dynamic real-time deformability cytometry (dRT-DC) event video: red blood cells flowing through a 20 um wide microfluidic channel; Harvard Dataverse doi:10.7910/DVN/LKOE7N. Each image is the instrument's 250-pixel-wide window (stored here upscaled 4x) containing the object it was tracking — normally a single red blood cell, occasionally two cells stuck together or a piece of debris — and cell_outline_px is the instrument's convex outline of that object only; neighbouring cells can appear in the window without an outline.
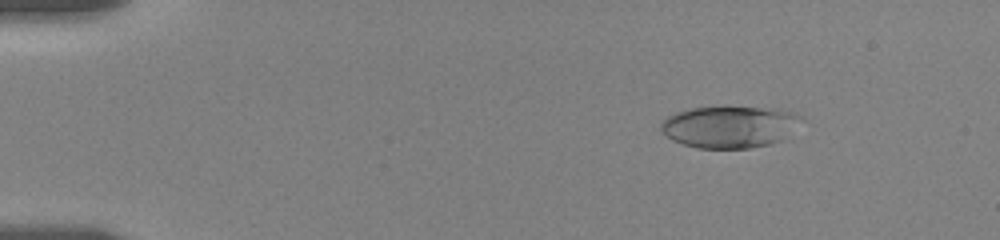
{"species": "human", "species_latin": "Homo sapiens", "temperature_condition": "room temperature", "stored_images_in_passage": 57, "camera_frame_rate_fps": 3000, "um_per_image_px": 0.085, "donor": {"sex": "female"}, "frame": {"image": 1, "passage_image": 8, "time_ms": 2.333, "image_size_px": [1000, 240], "cell_outline_px": [[800, 116], [780, 140], [768, 144], [752, 148], [696, 148], [672, 140], [660, 128], [660, 124], [668, 116], [676, 112], [692, 108], [724, 104], [776, 108], [792, 112]], "centroid_in_image_um": [61.92, 10.73], "position_along_channel_um": 23.1, "area_um2": 34.28}}
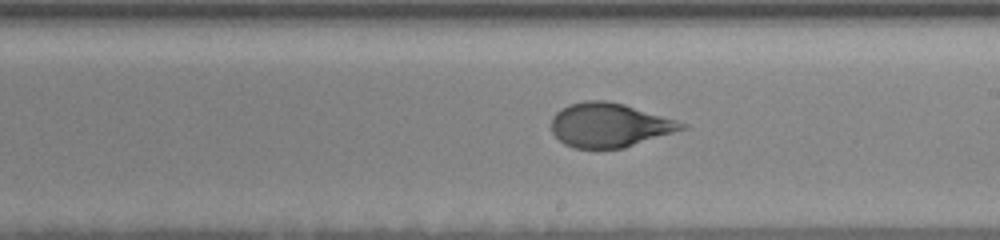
{"frame": {"image": 2, "passage_image": 34, "time_ms": 11.0, "image_size_px": [1000, 240], "cell_outline_px": [[688, 128], [624, 148], [572, 148], [564, 144], [552, 132], [552, 116], [560, 108], [568, 104], [584, 100], [608, 100], [624, 104], [688, 124]], "centroid_in_image_um": [51.78, 10.63], "position_along_channel_um": 237.2, "area_um2": 33.58}}
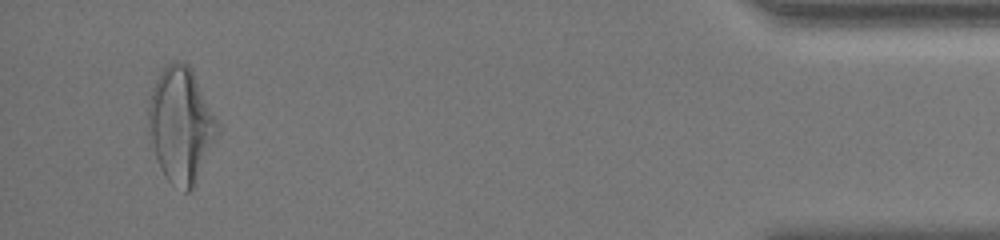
{"frame": {"image": 3, "passage_image": 55, "time_ms": 18.0, "image_size_px": [1000, 240], "cell_outline_px": [[220, 128], [192, 188], [188, 192], [184, 192], [172, 184], [164, 176], [160, 168], [152, 144], [148, 128], [148, 104], [152, 88], [160, 72], [172, 60], [180, 60], [188, 64], [192, 68], [220, 124]], "centroid_in_image_um": [15.37, 10.57], "position_along_channel_um": 419.8, "area_um2": 46.12}, "authors_computed_cell_mechanics": {"area_um2": 34.2176, "velocity_mm_per_s": 3.5225, "shape_relaxation_time_tau1_ms": 4.2735, "shape_relaxation_time_tau2_ms": 0.8838, "deformation_change_tau1": 0.1745, "deformation_change_tau2": 0.0668}}